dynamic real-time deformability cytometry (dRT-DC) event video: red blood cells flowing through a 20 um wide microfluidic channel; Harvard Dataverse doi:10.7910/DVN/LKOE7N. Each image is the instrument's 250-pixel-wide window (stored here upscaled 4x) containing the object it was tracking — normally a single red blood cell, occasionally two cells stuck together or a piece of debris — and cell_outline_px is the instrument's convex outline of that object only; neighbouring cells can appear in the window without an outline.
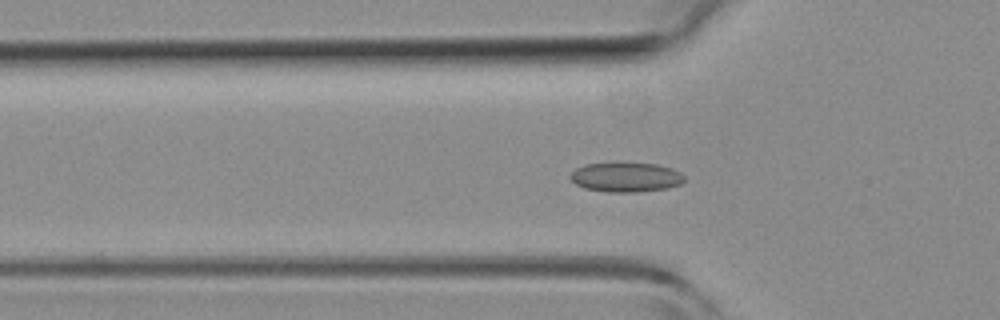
{"species": "common noctule bat (a hibernating species)", "species_latin": "Nyctalus noctula", "temperature_condition": "room temperature", "stored_images_in_passage": 41, "camera_frame_rate_fps": 3000, "um_per_image_px": 0.085, "animal": {"sex": "female", "body_mass_g": 19.3, "forearm_length_mm": 54.1}, "frame": {"image": 1, "passage_image": 15, "time_ms": 4.667, "image_size_px": [1000, 320], "cell_outline_px": [[684, 180], [680, 184], [668, 188], [636, 192], [608, 192], [584, 188], [576, 184], [568, 176], [576, 168], [584, 164], [616, 160], [656, 164], [672, 168], [680, 172], [684, 176]], "centroid_in_image_um": [53.17, 15.01], "position_along_channel_um": 72.6, "area_um2": 20.4}}
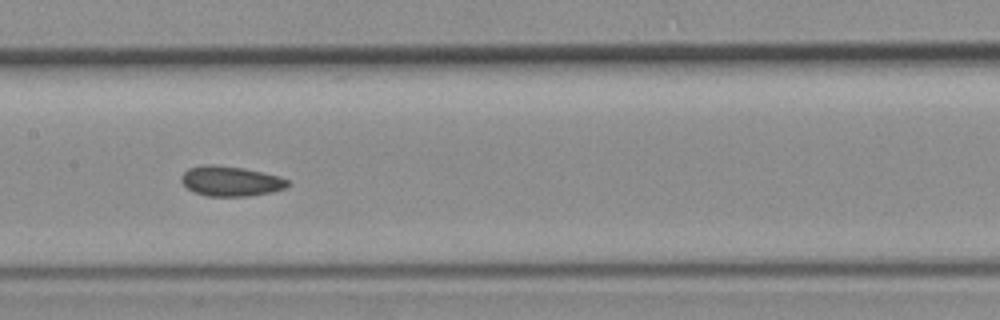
{"frame": {"image": 2, "passage_image": 23, "time_ms": 7.333, "image_size_px": [1000, 320], "cell_outline_px": [[288, 184], [284, 188], [272, 192], [248, 196], [208, 196], [192, 192], [180, 180], [180, 176], [188, 168], [244, 168], [280, 176], [288, 180]], "centroid_in_image_um": [19.65, 15.45], "position_along_channel_um": 187.8, "area_um2": 17.74}}
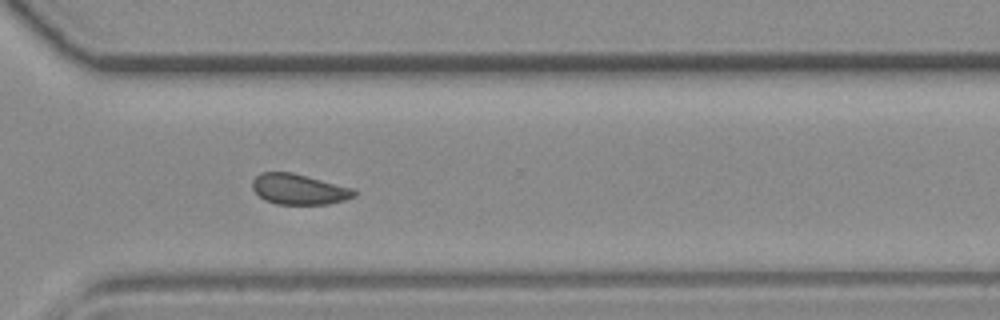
{"frame": {"image": 3, "passage_image": 34, "time_ms": 11.0, "image_size_px": [1000, 320], "cell_outline_px": [[356, 196], [344, 200], [328, 204], [276, 204], [264, 200], [252, 188], [252, 180], [260, 172], [292, 172], [352, 188], [356, 192]], "centroid_in_image_um": [25.38, 16.08], "position_along_channel_um": 345.2, "area_um2": 18.03}, "authors_computed_cell_mechanics": {"area_um2": 18.496, "velocity_mm_per_s": 4.3, "shape_relaxation_time_tau1_ms": null, "shape_relaxation_time_tau2_ms": 1.7827, "deformation_change_tau1": null, "deformation_change_tau2": 0.075}}